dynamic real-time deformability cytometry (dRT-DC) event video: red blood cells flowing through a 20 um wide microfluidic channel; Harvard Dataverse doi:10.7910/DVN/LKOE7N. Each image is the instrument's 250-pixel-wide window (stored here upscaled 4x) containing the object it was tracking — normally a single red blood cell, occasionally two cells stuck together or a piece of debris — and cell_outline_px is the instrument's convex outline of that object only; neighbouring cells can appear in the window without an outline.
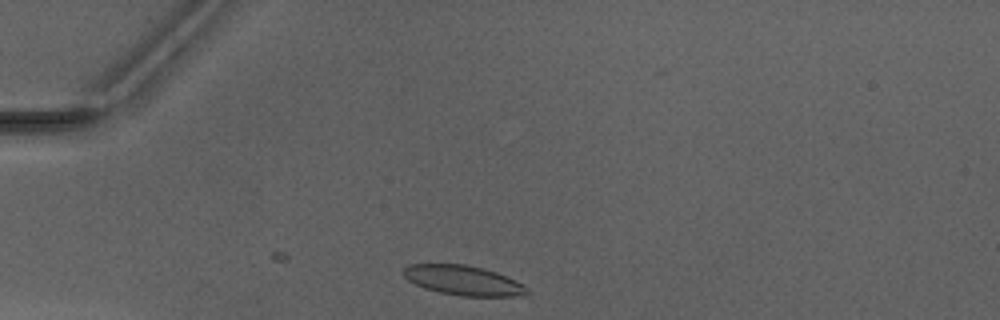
{"species": "Egyptian fruit bat (a non-hibernating species)", "species_latin": "Rousettus aegyptiacus", "temperature_condition": "warm", "stored_images_in_passage": 23, "camera_frame_rate_fps": 3000, "um_per_image_px": 0.085, "animal": {"sex": "male"}, "frame": {"image": 1, "passage_image": 2, "time_ms": 0.333, "image_size_px": [1000, 320], "cell_outline_px": [[532, 292], [512, 296], [460, 296], [440, 292], [424, 288], [408, 280], [400, 272], [408, 264], [464, 264], [484, 268], [496, 272], [516, 280], [524, 284]], "centroid_in_image_um": [39.37, 23.82], "position_along_channel_um": 45.6, "area_um2": 21.5}}